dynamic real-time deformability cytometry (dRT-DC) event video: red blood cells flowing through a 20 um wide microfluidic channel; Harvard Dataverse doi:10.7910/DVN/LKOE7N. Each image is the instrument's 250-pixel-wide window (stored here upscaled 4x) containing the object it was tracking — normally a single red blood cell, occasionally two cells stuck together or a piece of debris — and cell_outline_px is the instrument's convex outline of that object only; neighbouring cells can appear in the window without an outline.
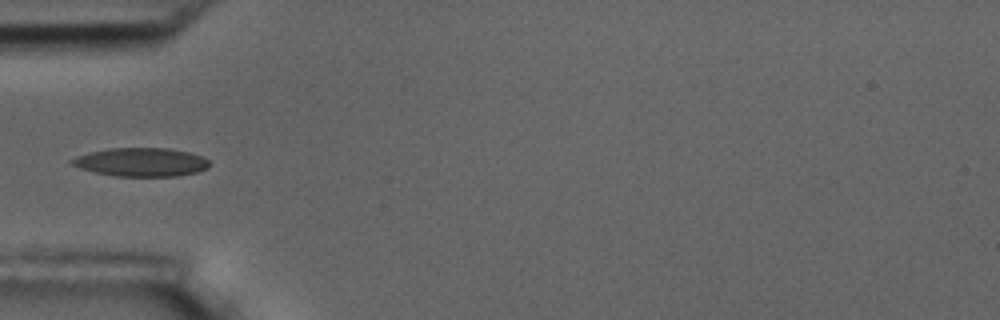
{"species": "common noctule bat (a hibernating species)", "species_latin": "Nyctalus noctula", "temperature_condition": "room temperature", "stored_images_in_passage": 39, "camera_frame_rate_fps": 3000, "um_per_image_px": 0.085, "animal": {"sex": "male", "body_mass_g": 17.5, "forearm_length_mm": 52.3}, "frame": {"image": 1, "passage_image": 1, "time_ms": 0.0, "image_size_px": [1000, 320], "cell_outline_px": [[212, 164], [208, 168], [196, 172], [176, 176], [116, 176], [96, 172], [80, 168], [72, 164], [68, 160], [76, 156], [108, 148], [168, 148], [192, 152], [208, 160]], "centroid_in_image_um": [12.03, 13.77], "position_along_channel_um": 73.0, "area_um2": 22.89}}
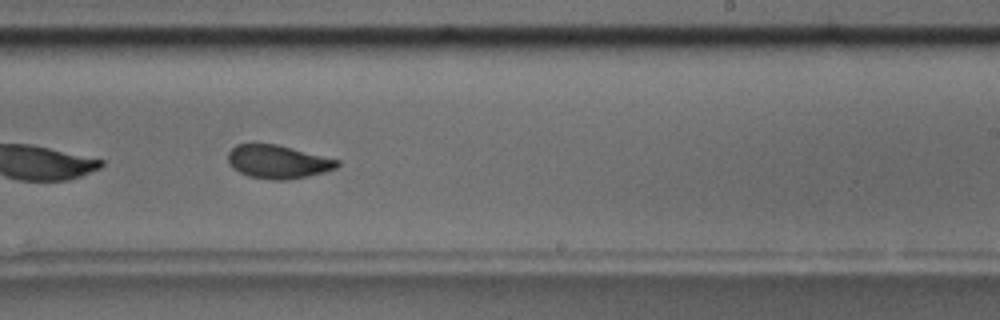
{"frame": {"image": 2, "passage_image": 17, "time_ms": 5.333, "image_size_px": [1000, 320], "cell_outline_px": [[340, 164], [336, 168], [324, 172], [308, 176], [288, 180], [272, 180], [248, 176], [232, 168], [228, 164], [228, 152], [236, 144], [276, 144], [340, 160]], "centroid_in_image_um": [23.61, 13.76], "position_along_channel_um": 265.4, "area_um2": 21.27}}